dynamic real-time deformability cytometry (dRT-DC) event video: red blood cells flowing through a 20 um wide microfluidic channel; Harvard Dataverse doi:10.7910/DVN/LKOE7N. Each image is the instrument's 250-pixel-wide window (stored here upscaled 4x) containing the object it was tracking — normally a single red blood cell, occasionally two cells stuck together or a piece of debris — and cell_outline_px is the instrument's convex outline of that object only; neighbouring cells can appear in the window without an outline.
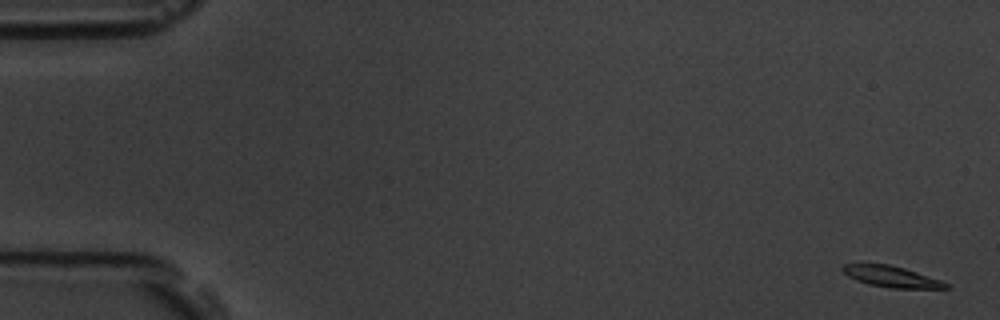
{"species": "common noctule bat (a hibernating species)", "species_latin": "Nyctalus noctula", "temperature_condition": "room temperature", "stored_images_in_passage": 58, "camera_frame_rate_fps": 3000, "um_per_image_px": 0.085, "animal": {"sex": "male", "body_mass_g": 19.5, "forearm_length_mm": 54.6}, "frame": {"image": 1, "passage_image": 1, "time_ms": 0.0, "image_size_px": [1000, 320], "cell_outline_px": [[952, 288], [892, 288], [868, 284], [856, 280], [848, 276], [840, 268], [844, 264], [888, 264], [904, 268], [940, 280], [948, 284]], "centroid_in_image_um": [75.75, 23.51], "position_along_channel_um": 9.2, "area_um2": 12.48}}
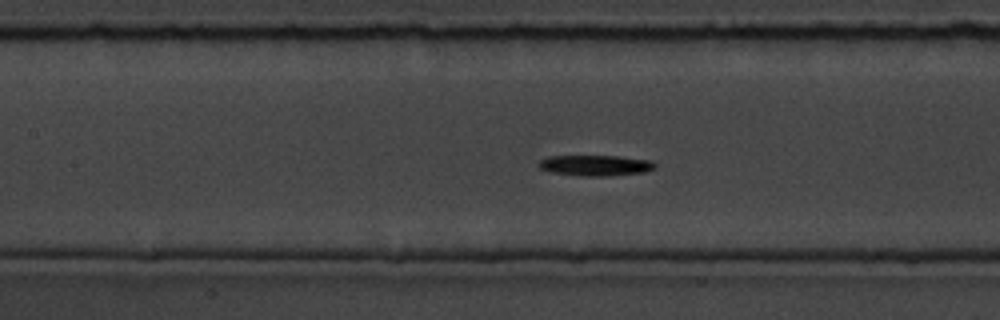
{"frame": {"image": 2, "passage_image": 26, "time_ms": 8.333, "image_size_px": [1000, 320], "cell_outline_px": [[656, 168], [644, 172], [604, 176], [584, 176], [552, 172], [540, 168], [536, 164], [540, 160], [548, 156], [620, 156], [652, 160], [656, 164]], "centroid_in_image_um": [50.63, 14.05], "position_along_channel_um": 156.8, "area_um2": 14.05}}
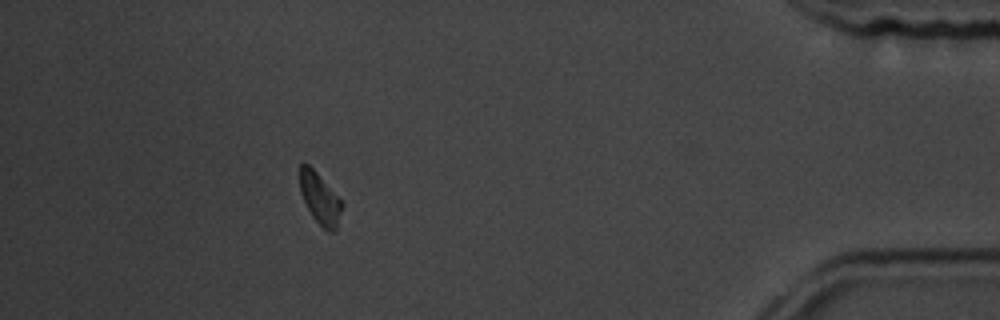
{"frame": {"image": 3, "passage_image": 52, "time_ms": 17.0, "image_size_px": [1000, 320], "cell_outline_px": [[344, 204], [336, 228], [332, 232], [328, 232], [312, 216], [300, 192], [300, 164], [308, 164], [316, 172]], "centroid_in_image_um": [27.2, 16.89], "position_along_channel_um": 408.0, "area_um2": 12.2}, "authors_computed_cell_mechanics": {"area_um2": 13.4096, "velocity_mm_per_s": 3.5205, "shape_relaxation_time_tau1_ms": 2.6817, "shape_relaxation_time_tau2_ms": null, "deformation_change_tau1": 0.087, "deformation_change_tau2": null}}